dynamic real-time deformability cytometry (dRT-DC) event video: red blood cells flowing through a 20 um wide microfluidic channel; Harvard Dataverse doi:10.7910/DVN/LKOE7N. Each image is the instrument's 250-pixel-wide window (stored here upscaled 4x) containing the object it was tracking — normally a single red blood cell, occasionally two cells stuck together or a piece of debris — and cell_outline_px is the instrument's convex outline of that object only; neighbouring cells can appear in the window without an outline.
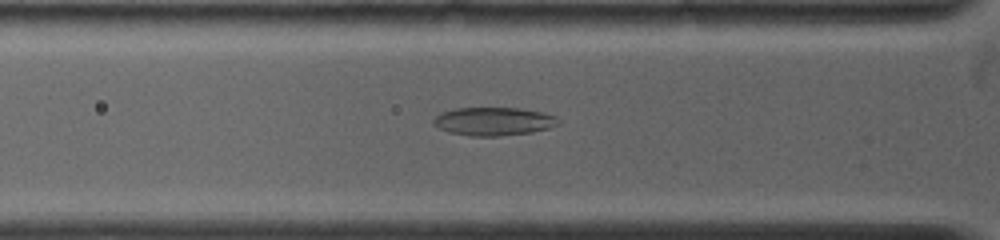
{"species": "common noctule bat (a hibernating species)", "species_latin": "Nyctalus noctula", "temperature_condition": "warm", "stored_images_in_passage": 71, "camera_frame_rate_fps": 5000, "um_per_image_px": 0.085, "animal": {"sex": "female", "body_mass_g": 19.0, "forearm_length_mm": 53.3}, "frame": {"image": 1, "passage_image": 16, "time_ms": 3.0, "image_size_px": [1000, 240], "cell_outline_px": [[560, 124], [548, 128], [532, 132], [500, 136], [472, 136], [448, 132], [440, 128], [432, 120], [440, 112], [456, 108], [520, 108], [544, 112], [556, 116], [560, 120]], "centroid_in_image_um": [42.0, 10.31], "position_along_channel_um": 83.8, "area_um2": 20.63}}
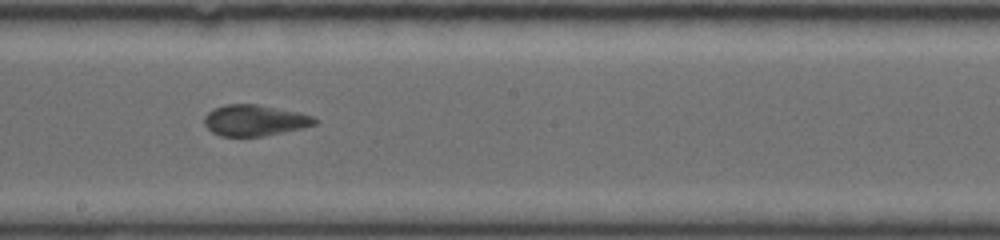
{"frame": {"image": 2, "passage_image": 34, "time_ms": 6.6, "image_size_px": [1000, 240], "cell_outline_px": [[320, 120], [316, 124], [300, 128], [260, 136], [220, 136], [212, 132], [204, 124], [204, 116], [212, 108], [224, 104], [256, 104], [300, 112], [316, 116]], "centroid_in_image_um": [21.65, 10.21], "position_along_channel_um": 226.6, "area_um2": 20.06}}
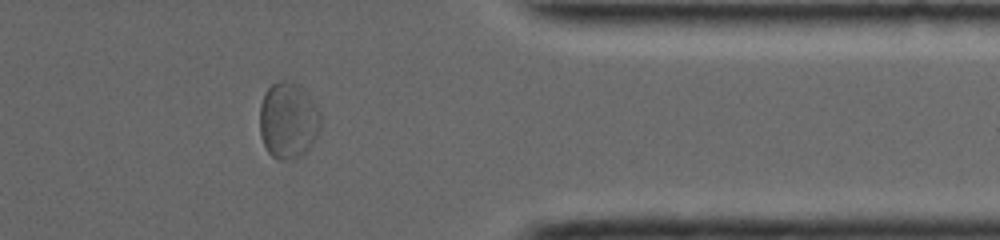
{"frame": {"image": 3, "passage_image": 56, "time_ms": 11.0, "image_size_px": [1000, 240], "cell_outline_px": [[320, 128], [316, 136], [308, 148], [300, 156], [284, 160], [276, 160], [268, 152], [260, 136], [260, 104], [268, 88], [272, 84], [280, 80], [284, 80], [296, 84], [304, 88], [320, 112]], "centroid_in_image_um": [24.48, 10.23], "position_along_channel_um": 386.9, "area_um2": 26.93}}